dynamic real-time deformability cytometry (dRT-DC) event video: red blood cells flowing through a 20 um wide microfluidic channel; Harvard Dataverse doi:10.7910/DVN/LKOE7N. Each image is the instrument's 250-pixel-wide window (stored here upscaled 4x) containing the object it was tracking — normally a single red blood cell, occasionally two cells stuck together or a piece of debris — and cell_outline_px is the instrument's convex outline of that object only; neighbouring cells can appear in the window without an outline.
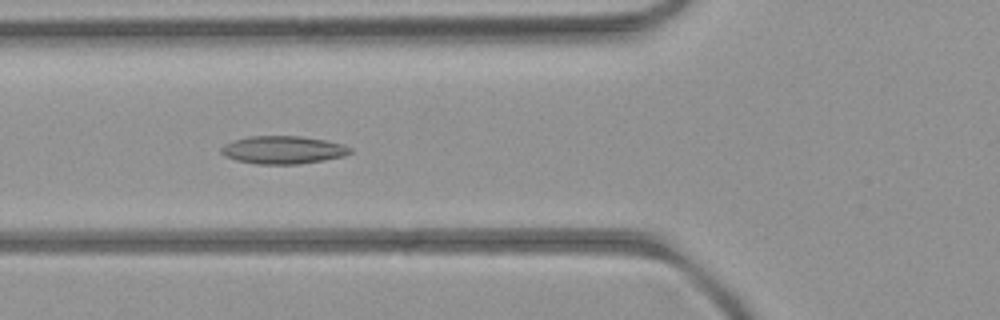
{"species": "common noctule bat (a hibernating species)", "species_latin": "Nyctalus noctula", "temperature_condition": "room temperature", "stored_images_in_passage": 38, "camera_frame_rate_fps": 3000, "um_per_image_px": 0.085, "animal": {"sex": "female", "body_mass_g": 21.9}, "frame": {"image": 1, "passage_image": 14, "time_ms": 4.333, "image_size_px": [1000, 320], "cell_outline_px": [[352, 152], [344, 156], [324, 160], [296, 164], [256, 164], [236, 160], [224, 156], [220, 152], [220, 148], [224, 144], [248, 136], [300, 136], [324, 140], [344, 144], [352, 148]], "centroid_in_image_um": [24.06, 12.74], "position_along_channel_um": 101.7, "area_um2": 20.98}}
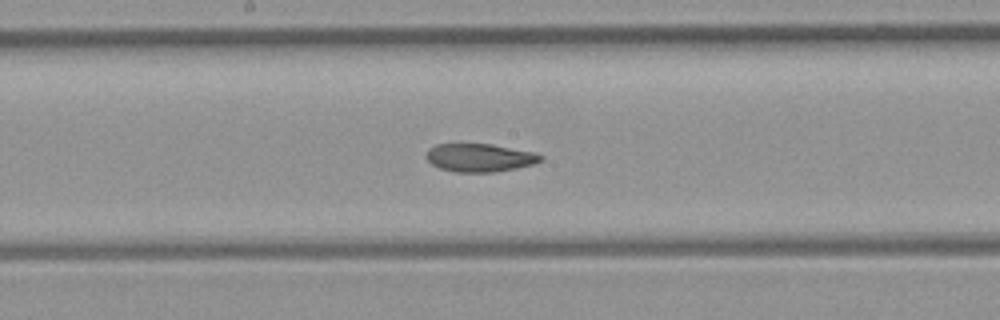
{"frame": {"image": 2, "passage_image": 22, "time_ms": 7.0, "image_size_px": [1000, 320], "cell_outline_px": [[544, 160], [532, 164], [516, 168], [492, 172], [456, 172], [440, 168], [432, 164], [424, 156], [428, 148], [436, 144], [492, 144], [536, 152], [544, 156]], "centroid_in_image_um": [40.78, 13.39], "position_along_channel_um": 207.4, "area_um2": 18.9}}
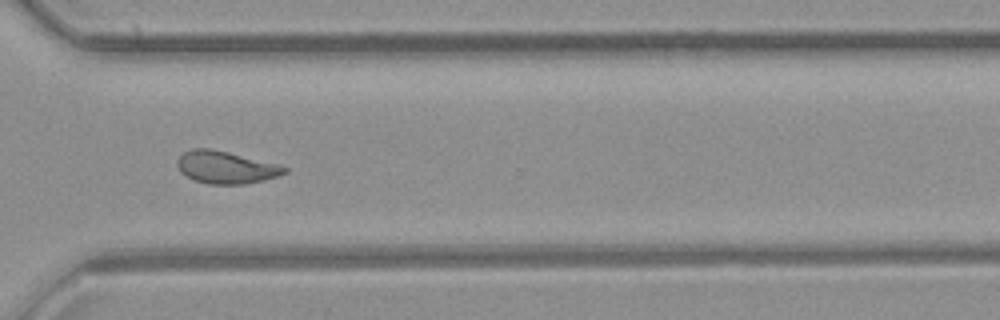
{"frame": {"image": 3, "passage_image": 33, "time_ms": 10.667, "image_size_px": [1000, 320], "cell_outline_px": [[288, 172], [264, 180], [244, 184], [208, 184], [184, 176], [180, 172], [176, 164], [176, 160], [184, 152], [192, 148], [208, 148], [228, 152], [276, 164], [288, 168]], "centroid_in_image_um": [19.15, 14.23], "position_along_channel_um": 351.5, "area_um2": 20.11}, "authors_computed_cell_mechanics": {"area_um2": 20.1433, "velocity_mm_per_s": 3.9451, "shape_relaxation_time_tau1_ms": null, "shape_relaxation_time_tau2_ms": 2.2857, "deformation_change_tau1": null, "deformation_change_tau2": 0.0826}}